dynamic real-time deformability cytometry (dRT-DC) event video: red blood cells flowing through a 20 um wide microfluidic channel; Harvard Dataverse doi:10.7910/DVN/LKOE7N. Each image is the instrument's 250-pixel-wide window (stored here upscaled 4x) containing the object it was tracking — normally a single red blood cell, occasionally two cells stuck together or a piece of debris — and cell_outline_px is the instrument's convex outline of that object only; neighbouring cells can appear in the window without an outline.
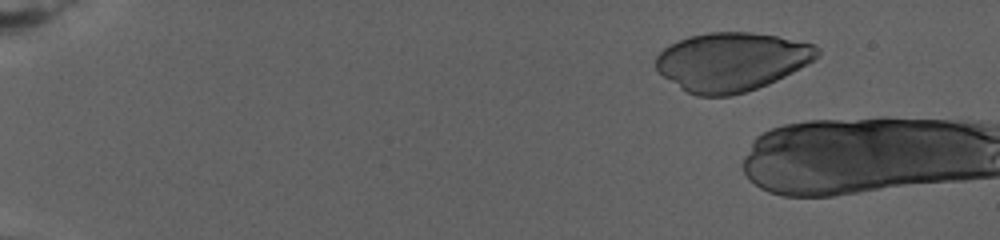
{"species": "human", "species_latin": "Homo sapiens", "temperature_condition": "warm", "stored_images_in_passage": 6, "camera_frame_rate_fps": 3000, "um_per_image_px": 0.085, "donor": {"sex": "female"}, "frame": {"image": 1, "passage_image": 4, "time_ms": 3.0, "image_size_px": [1000, 240], "cell_outline_px": [[820, 56], [808, 64], [768, 84], [732, 96], [696, 96], [680, 88], [664, 76], [656, 68], [656, 56], [668, 44], [688, 36], [708, 32], [752, 32], [776, 36], [812, 44], [820, 48]], "centroid_in_image_um": [62.18, 5.24], "position_along_channel_um": 22.8, "area_um2": 55.08}}